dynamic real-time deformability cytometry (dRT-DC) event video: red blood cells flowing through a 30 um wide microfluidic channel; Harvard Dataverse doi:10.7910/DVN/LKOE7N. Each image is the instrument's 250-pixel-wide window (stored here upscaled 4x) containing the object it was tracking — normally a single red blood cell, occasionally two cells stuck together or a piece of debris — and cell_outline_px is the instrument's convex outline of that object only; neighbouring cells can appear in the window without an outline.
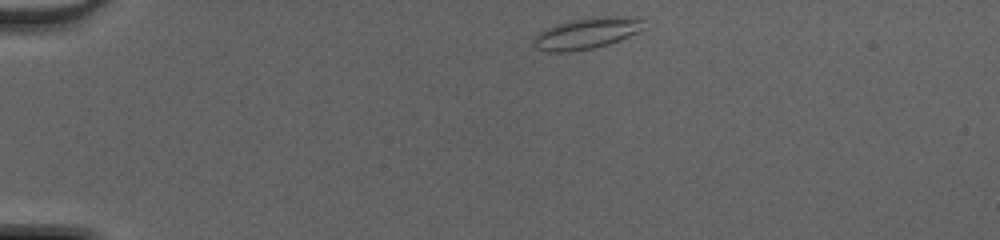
{"species": "common noctule bat (a hibernating species)", "species_latin": "Nyctalus noctula", "temperature_condition": "cold", "stored_images_in_passage": 39, "camera_frame_rate_fps": 3000, "um_per_image_px": 0.085, "animal": {"sex": "female", "body_mass_g": 20.0, "forearm_length_mm": 54.0}, "frame": {"image": 1, "passage_image": 1, "time_ms": 0.0, "image_size_px": [1000, 240], "cell_outline_px": [[644, 28], [640, 32], [608, 44], [592, 48], [572, 52], [544, 52], [536, 48], [532, 44], [532, 40], [540, 32], [556, 24], [572, 20], [596, 16], [636, 16], [644, 20]], "centroid_in_image_um": [49.89, 2.83], "position_along_channel_um": 35.1, "area_um2": 20.29}}
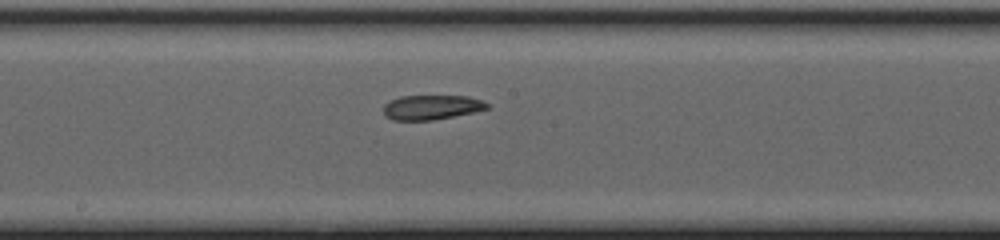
{"frame": {"image": 2, "passage_image": 18, "time_ms": 5.667, "image_size_px": [1000, 240], "cell_outline_px": [[488, 108], [472, 112], [432, 120], [392, 120], [384, 116], [384, 104], [388, 100], [400, 96], [468, 96], [480, 100], [488, 104]], "centroid_in_image_um": [36.6, 9.11], "position_along_channel_um": 211.6, "area_um2": 14.74}}
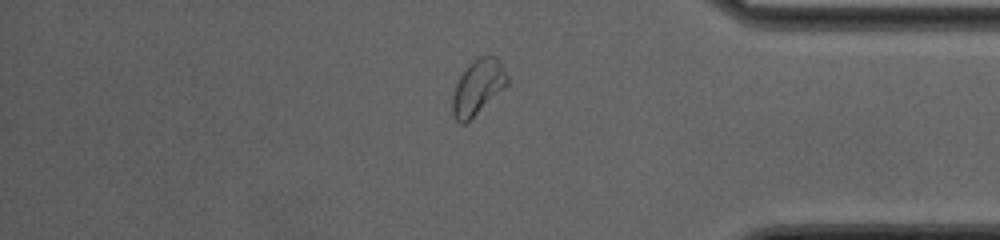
{"frame": {"image": 3, "passage_image": 32, "time_ms": 10.333, "image_size_px": [1000, 240], "cell_outline_px": [[508, 84], [504, 88], [464, 124], [460, 124], [456, 120], [452, 112], [452, 96], [456, 84], [460, 76], [468, 64], [472, 60], [480, 56], [496, 56], [504, 68], [508, 76]], "centroid_in_image_um": [40.61, 7.38], "position_along_channel_um": 394.6, "area_um2": 17.34}, "authors_computed_cell_mechanics": {"area_um2": 16.8776, "velocity_mm_per_s": 4.2905, "shape_relaxation_time_tau1_ms": null, "shape_relaxation_time_tau2_ms": 4.8783, "deformation_change_tau1": null, "deformation_change_tau2": 0.1213}}